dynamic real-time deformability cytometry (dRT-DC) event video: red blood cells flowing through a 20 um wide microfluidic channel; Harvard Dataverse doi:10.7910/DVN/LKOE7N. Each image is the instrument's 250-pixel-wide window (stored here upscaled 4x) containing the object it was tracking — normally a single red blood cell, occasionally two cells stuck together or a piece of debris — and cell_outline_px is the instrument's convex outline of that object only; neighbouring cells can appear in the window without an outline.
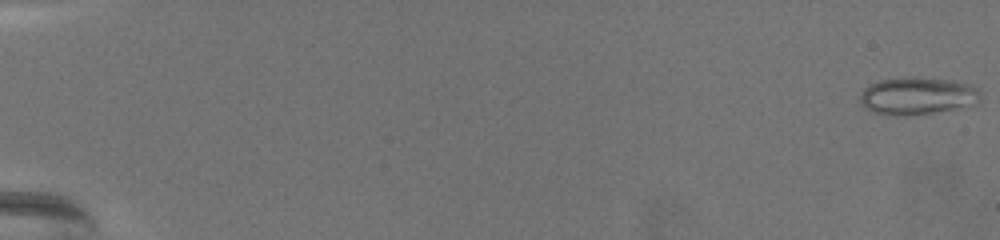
{"species": "common noctule bat (a hibernating species)", "species_latin": "Nyctalus noctula", "temperature_condition": "warm", "stored_images_in_passage": 22, "camera_frame_rate_fps": 3000, "um_per_image_px": 0.085, "animal": {"sex": "female", "body_mass_g": 19.5, "forearm_length_mm": 54.1}, "frame": {"image": 1, "passage_image": 1, "time_ms": 0.0, "image_size_px": [1000, 240], "cell_outline_px": [[980, 100], [976, 104], [956, 108], [932, 112], [904, 116], [892, 116], [872, 112], [860, 104], [860, 92], [864, 88], [880, 80], [908, 76], [916, 76], [956, 80], [972, 84], [980, 88]], "centroid_in_image_um": [78.0, 8.13], "position_along_channel_um": 7.0, "area_um2": 26.82}}